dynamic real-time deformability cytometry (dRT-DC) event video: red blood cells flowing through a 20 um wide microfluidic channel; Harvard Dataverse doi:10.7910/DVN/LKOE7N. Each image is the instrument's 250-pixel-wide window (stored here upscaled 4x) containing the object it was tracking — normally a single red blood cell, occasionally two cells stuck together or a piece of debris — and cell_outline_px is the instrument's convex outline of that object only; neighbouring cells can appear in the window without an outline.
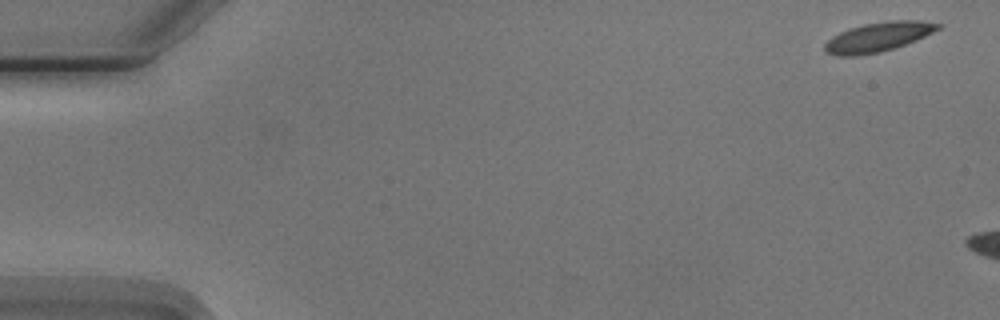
{"species": "Egyptian fruit bat (a non-hibernating species)", "species_latin": "Rousettus aegyptiacus", "temperature_condition": "cold", "stored_images_in_passage": 5, "segment_of_instrument_passage": [2, 2], "camera_frame_rate_fps": 3000, "um_per_image_px": 0.085, "animal": {"sex": "male"}, "frame": {"image": 1, "passage_image": 5, "time_ms": 5.667, "image_size_px": [1000, 320], "cell_outline_px": [[944, 24], [940, 28], [916, 40], [880, 52], [856, 56], [836, 56], [824, 52], [824, 44], [832, 36], [848, 28], [864, 24], [892, 20], [920, 20]], "centroid_in_image_um": [74.61, 3.14], "position_along_channel_um": 10.4, "area_um2": 19.42}}